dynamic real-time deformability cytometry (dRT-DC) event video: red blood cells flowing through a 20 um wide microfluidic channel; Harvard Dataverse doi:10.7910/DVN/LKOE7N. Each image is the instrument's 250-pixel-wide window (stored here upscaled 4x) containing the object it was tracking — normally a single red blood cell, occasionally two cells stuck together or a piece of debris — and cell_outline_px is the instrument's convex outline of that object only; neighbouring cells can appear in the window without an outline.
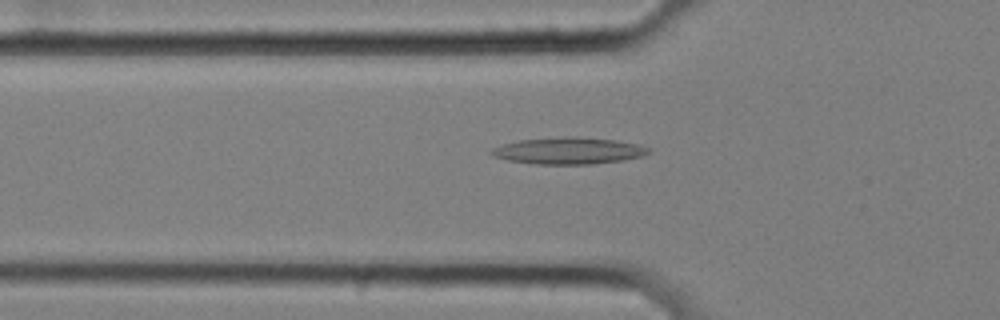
{"species": "common noctule bat (a hibernating species)", "species_latin": "Nyctalus noctula", "temperature_condition": "cold", "stored_images_in_passage": 32, "camera_frame_rate_fps": 3000, "um_per_image_px": 0.085, "animal": {"sex": "female", "body_mass_g": 25.1}, "frame": {"image": 1, "passage_image": 10, "time_ms": 3.0, "image_size_px": [1000, 320], "cell_outline_px": [[652, 152], [644, 156], [624, 160], [592, 164], [536, 164], [508, 160], [492, 156], [488, 152], [492, 148], [504, 144], [520, 140], [568, 136], [572, 136], [616, 140], [640, 144], [652, 148]], "centroid_in_image_um": [48.39, 12.81], "position_along_channel_um": 77.4, "area_um2": 24.68}}
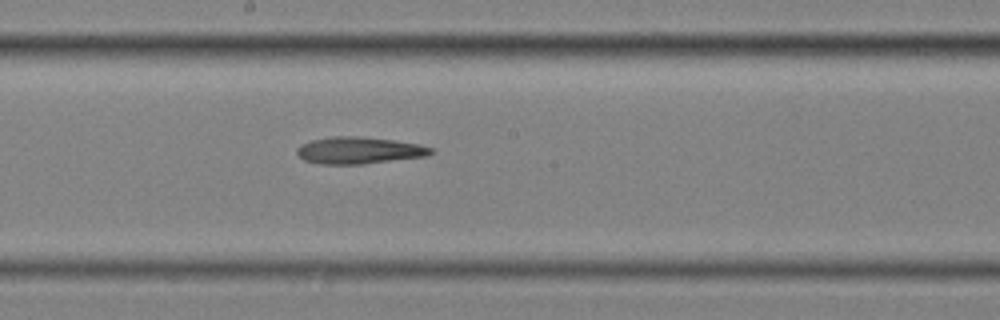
{"frame": {"image": 2, "passage_image": 22, "time_ms": 7.0, "image_size_px": [1000, 320], "cell_outline_px": [[436, 152], [428, 156], [364, 164], [320, 164], [304, 160], [296, 152], [296, 148], [300, 144], [312, 140], [328, 136], [360, 136], [392, 140], [420, 144], [436, 148]], "centroid_in_image_um": [30.56, 12.78], "position_along_channel_um": 217.6, "area_um2": 21.33}}
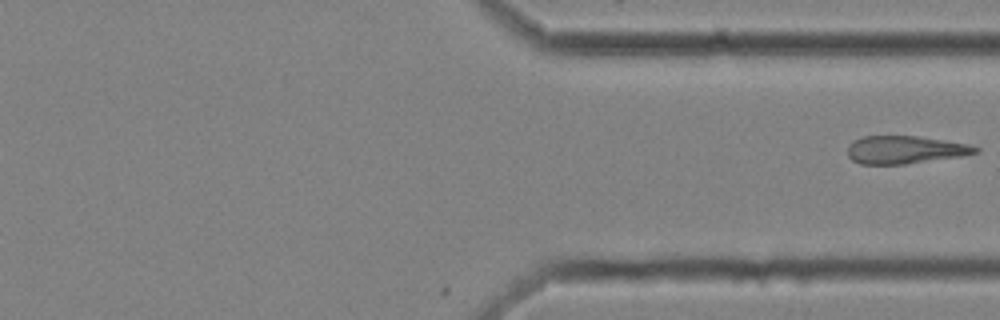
{"frame": {"image": 3, "passage_image": 32, "time_ms": 10.333, "image_size_px": [1000, 320], "cell_outline_px": [[980, 152], [964, 156], [908, 164], [860, 164], [852, 160], [848, 156], [848, 144], [864, 136], [916, 136], [968, 144], [980, 148]], "centroid_in_image_um": [76.96, 12.74], "position_along_channel_um": 334.4, "area_um2": 20.81}}